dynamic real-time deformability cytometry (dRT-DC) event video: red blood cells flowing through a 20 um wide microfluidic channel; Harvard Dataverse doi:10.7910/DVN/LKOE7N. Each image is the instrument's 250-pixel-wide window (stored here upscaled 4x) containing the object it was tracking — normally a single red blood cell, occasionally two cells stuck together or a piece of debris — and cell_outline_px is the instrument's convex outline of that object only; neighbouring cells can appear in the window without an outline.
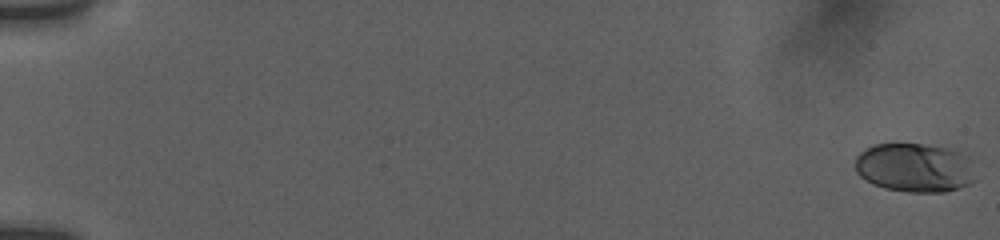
{"species": "human", "species_latin": "Homo sapiens", "temperature_condition": "room temperature", "stored_images_in_passage": 21, "camera_frame_rate_fps": 3000, "um_per_image_px": 0.085, "donor": {"sex": "female"}, "frame": {"image": 1, "passage_image": 1, "time_ms": 0.0, "image_size_px": [1000, 240], "cell_outline_px": [[976, 180], [972, 184], [960, 188], [944, 192], [908, 192], [884, 188], [872, 184], [864, 180], [856, 172], [856, 156], [864, 148], [872, 144], [924, 144], [944, 148], [960, 152], [968, 156]], "centroid_in_image_um": [77.74, 14.26], "position_along_channel_um": 7.3, "area_um2": 34.68}}
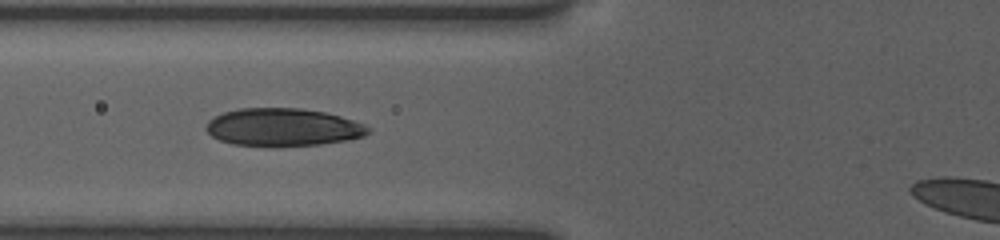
{"frame": {"image": 2, "passage_image": 18, "time_ms": 7.667, "image_size_px": [1000, 240], "cell_outline_px": [[372, 128], [364, 136], [348, 140], [320, 144], [276, 148], [272, 148], [232, 144], [220, 140], [212, 136], [204, 128], [208, 120], [224, 112], [240, 108], [300, 108], [324, 112], [340, 116], [364, 124]], "centroid_in_image_um": [24.03, 10.84], "position_along_channel_um": 101.8, "area_um2": 36.24}}
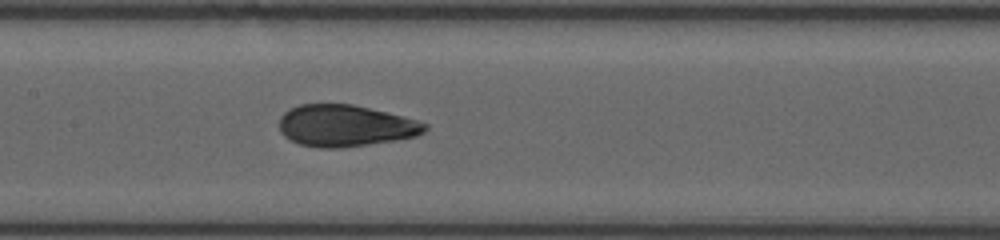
{"frame": {"image": 3, "passage_image": 21, "time_ms": 9.667, "image_size_px": [1000, 240], "cell_outline_px": [[428, 128], [424, 132], [416, 136], [396, 140], [368, 144], [336, 148], [320, 148], [300, 144], [284, 136], [280, 132], [280, 116], [288, 108], [300, 104], [352, 104], [404, 116], [428, 124]], "centroid_in_image_um": [29.35, 10.68], "position_along_channel_um": 178.1, "area_um2": 35.32}}